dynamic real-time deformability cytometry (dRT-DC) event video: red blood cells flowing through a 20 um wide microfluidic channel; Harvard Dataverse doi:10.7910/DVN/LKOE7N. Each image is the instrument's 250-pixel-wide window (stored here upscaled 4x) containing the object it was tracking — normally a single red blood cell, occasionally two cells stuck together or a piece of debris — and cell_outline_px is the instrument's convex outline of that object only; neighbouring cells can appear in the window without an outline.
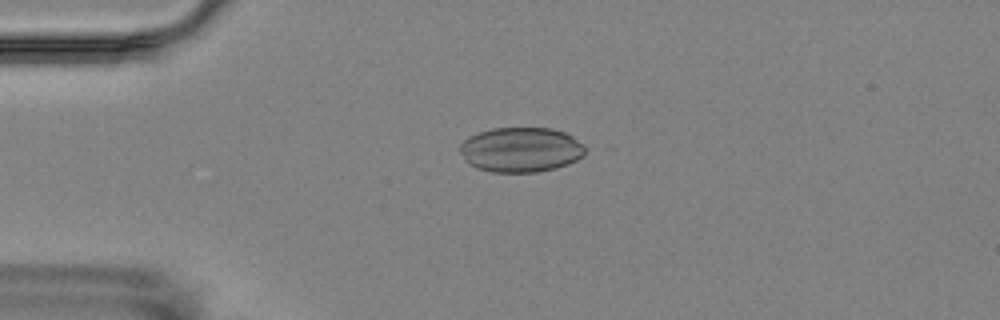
{"species": "Egyptian fruit bat (a non-hibernating species)", "species_latin": "Rousettus aegyptiacus", "temperature_condition": "room temperature", "stored_images_in_passage": 3, "camera_frame_rate_fps": 3000, "um_per_image_px": 0.085, "animal": {"sex": "female"}, "frame": {"image": 1, "passage_image": 2, "time_ms": 1.333, "image_size_px": [1000, 320], "cell_outline_px": [[584, 156], [568, 164], [556, 168], [536, 172], [492, 172], [476, 168], [468, 164], [460, 152], [460, 144], [468, 136], [492, 128], [552, 128], [564, 132], [572, 136], [584, 144]], "centroid_in_image_um": [44.27, 12.72], "position_along_channel_um": 40.7, "area_um2": 32.89}}